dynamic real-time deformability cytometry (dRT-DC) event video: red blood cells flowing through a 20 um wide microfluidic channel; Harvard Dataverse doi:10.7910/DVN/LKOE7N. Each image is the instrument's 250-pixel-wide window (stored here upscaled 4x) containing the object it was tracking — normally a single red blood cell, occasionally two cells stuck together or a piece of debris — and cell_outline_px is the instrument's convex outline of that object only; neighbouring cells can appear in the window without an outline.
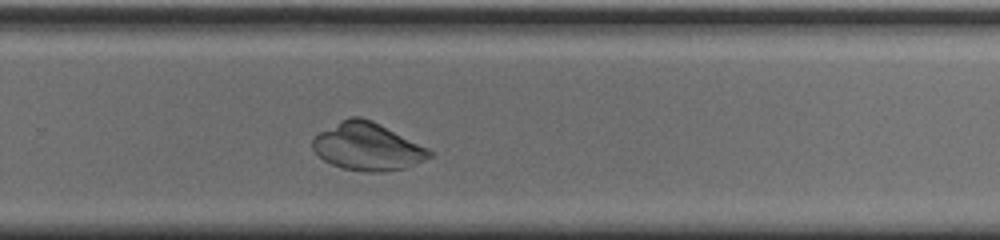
{"species": "common noctule bat (a hibernating species)", "species_latin": "Nyctalus noctula", "temperature_condition": "cold", "stored_images_in_passage": 32, "camera_frame_rate_fps": 3000, "um_per_image_px": 0.085, "animal": {"sex": "male", "body_mass_g": 20.0, "forearm_length_mm": 53.3}, "frame": {"image": 1, "passage_image": 25, "time_ms": 8.0, "image_size_px": [1000, 240], "cell_outline_px": [[436, 152], [432, 156], [424, 160], [404, 168], [384, 172], [368, 172], [340, 168], [324, 160], [312, 148], [312, 140], [320, 132], [340, 120], [348, 116], [360, 116], [372, 120]], "centroid_in_image_um": [31.24, 12.46], "position_along_channel_um": 298.6, "area_um2": 32.37}}